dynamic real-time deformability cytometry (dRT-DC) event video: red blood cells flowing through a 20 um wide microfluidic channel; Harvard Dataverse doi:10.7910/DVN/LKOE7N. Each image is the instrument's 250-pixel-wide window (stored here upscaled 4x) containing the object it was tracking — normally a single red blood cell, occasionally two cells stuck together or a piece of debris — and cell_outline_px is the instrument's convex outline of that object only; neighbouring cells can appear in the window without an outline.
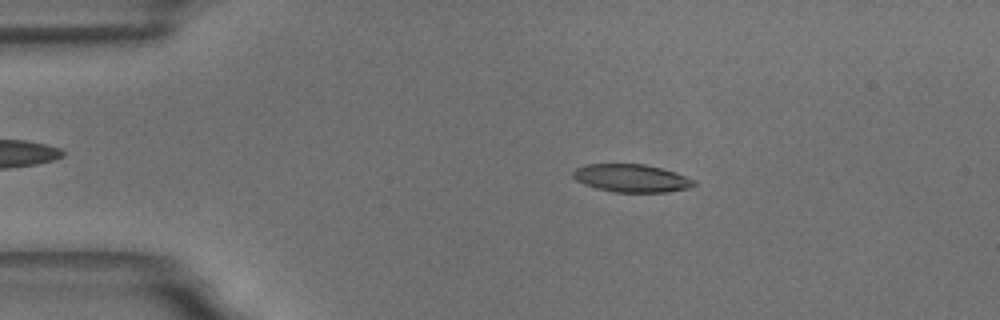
{"species": "common noctule bat (a hibernating species)", "species_latin": "Nyctalus noctula", "temperature_condition": "room temperature", "stored_images_in_passage": 57, "camera_frame_rate_fps": 3000, "um_per_image_px": 0.085, "animal": {"sex": "male", "body_mass_g": 18.8}, "frame": {"image": 1, "passage_image": 10, "time_ms": 3.0, "image_size_px": [1000, 320], "cell_outline_px": [[696, 184], [688, 188], [668, 192], [616, 192], [596, 188], [584, 184], [576, 180], [572, 176], [572, 172], [576, 168], [588, 164], [644, 164], [676, 172], [696, 180]], "centroid_in_image_um": [53.69, 15.14], "position_along_channel_um": 31.3, "area_um2": 19.65}}
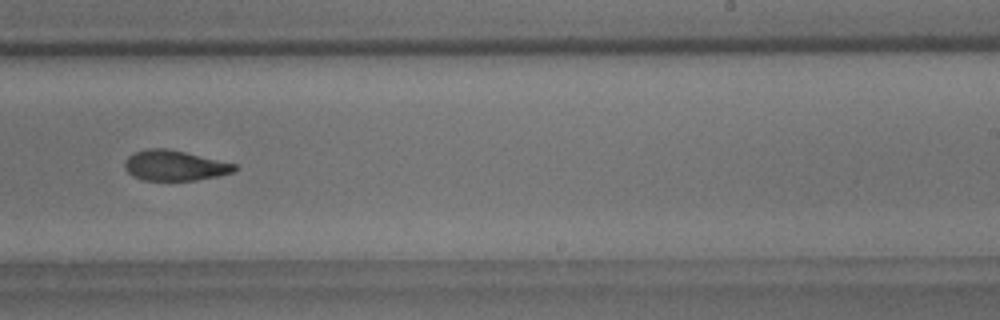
{"frame": {"image": 2, "passage_image": 35, "time_ms": 11.333, "image_size_px": [1000, 320], "cell_outline_px": [[236, 172], [196, 180], [144, 180], [132, 176], [124, 168], [124, 160], [132, 152], [148, 148], [168, 148], [236, 164]], "centroid_in_image_um": [14.8, 14.06], "position_along_channel_um": 274.2, "area_um2": 19.48}}
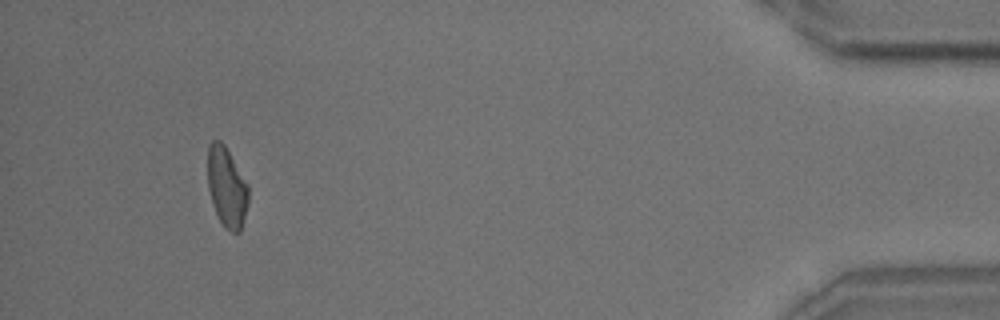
{"frame": {"image": 3, "passage_image": 53, "time_ms": 17.333, "image_size_px": [1000, 320], "cell_outline_px": [[248, 204], [240, 232], [232, 232], [224, 228], [216, 212], [208, 188], [208, 144], [212, 140], [220, 140], [224, 144], [248, 184]], "centroid_in_image_um": [19.28, 15.9], "position_along_channel_um": 415.9, "area_um2": 18.84}, "authors_computed_cell_mechanics": {"area_um2": 20.1722, "velocity_mm_per_s": 3.4843, "shape_relaxation_time_tau1_ms": 5.458, "shape_relaxation_time_tau2_ms": 2.3472, "deformation_change_tau1": 0.1685, "deformation_change_tau2": 0.0827}}